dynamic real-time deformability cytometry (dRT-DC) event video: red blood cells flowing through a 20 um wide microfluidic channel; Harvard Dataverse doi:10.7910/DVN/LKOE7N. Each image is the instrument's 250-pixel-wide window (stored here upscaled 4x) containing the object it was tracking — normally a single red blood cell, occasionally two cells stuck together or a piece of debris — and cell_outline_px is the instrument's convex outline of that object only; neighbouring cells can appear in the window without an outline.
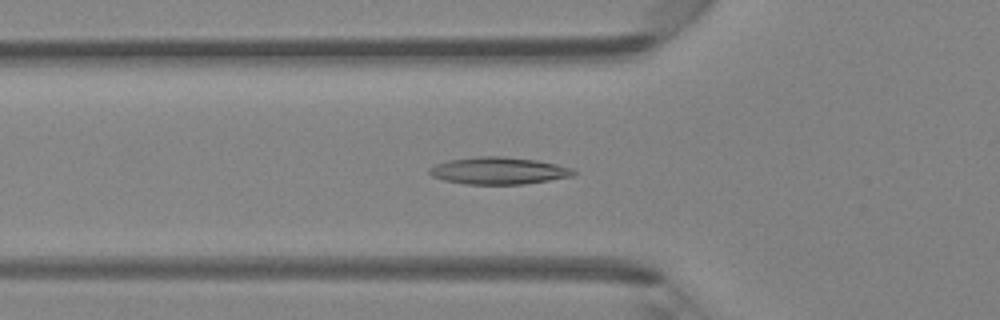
{"species": "Egyptian fruit bat (a non-hibernating species)", "species_latin": "Rousettus aegyptiacus", "temperature_condition": "room temperature", "stored_images_in_passage": 46, "camera_frame_rate_fps": 3000, "um_per_image_px": 0.085, "animal": {"sex": "female"}, "frame": {"image": 1, "passage_image": 16, "time_ms": 5.0, "image_size_px": [1000, 320], "cell_outline_px": [[576, 172], [572, 176], [524, 184], [464, 184], [444, 180], [432, 176], [428, 172], [428, 168], [436, 164], [448, 160], [480, 156], [504, 156], [536, 160], [556, 164], [572, 168]], "centroid_in_image_um": [42.35, 14.51], "position_along_channel_um": 83.5, "area_um2": 22.72}}
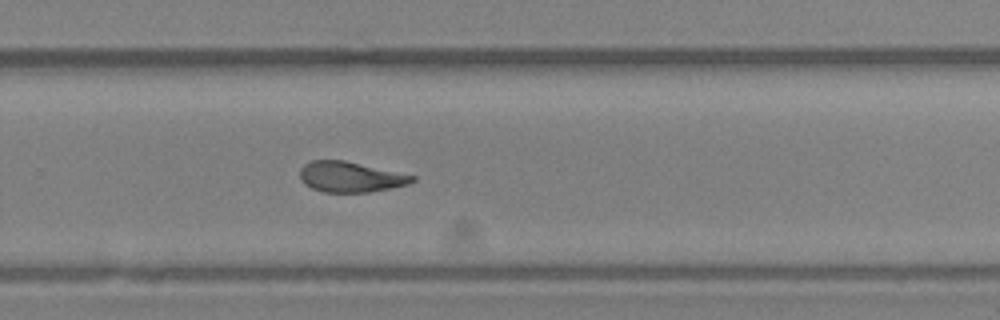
{"frame": {"image": 2, "passage_image": 31, "time_ms": 10.0, "image_size_px": [1000, 320], "cell_outline_px": [[416, 180], [408, 184], [392, 188], [368, 192], [324, 192], [312, 188], [304, 184], [300, 180], [300, 168], [304, 164], [312, 160], [344, 160], [416, 176]], "centroid_in_image_um": [29.77, 15.04], "position_along_channel_um": 300.0, "area_um2": 19.94}}
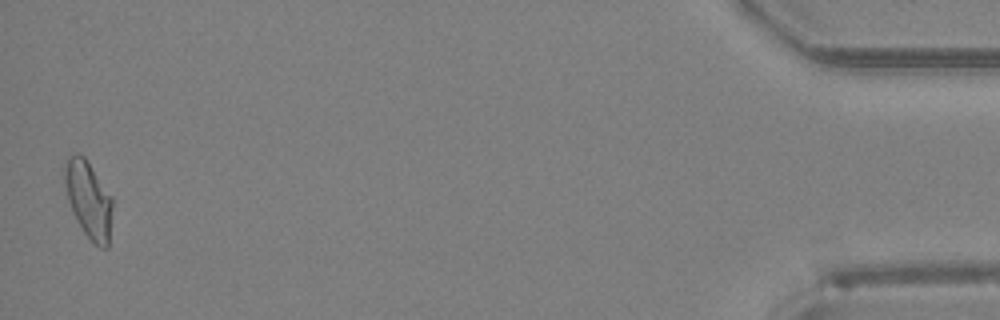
{"frame": {"image": 3, "passage_image": 46, "time_ms": 15.0, "image_size_px": [1000, 320], "cell_outline_px": [[112, 208], [108, 248], [100, 248], [84, 232], [72, 212], [68, 200], [64, 180], [64, 168], [68, 156], [76, 152], [80, 152], [84, 156], [112, 196]], "centroid_in_image_um": [7.52, 16.92], "position_along_channel_um": 427.7, "area_um2": 21.33}, "authors_computed_cell_mechanics": {"area_um2": 21.2704, "velocity_mm_per_s": 4.3521, "shape_relaxation_time_tau1_ms": null, "shape_relaxation_time_tau2_ms": 3.2852, "deformation_change_tau1": null, "deformation_change_tau2": 0.1043}}